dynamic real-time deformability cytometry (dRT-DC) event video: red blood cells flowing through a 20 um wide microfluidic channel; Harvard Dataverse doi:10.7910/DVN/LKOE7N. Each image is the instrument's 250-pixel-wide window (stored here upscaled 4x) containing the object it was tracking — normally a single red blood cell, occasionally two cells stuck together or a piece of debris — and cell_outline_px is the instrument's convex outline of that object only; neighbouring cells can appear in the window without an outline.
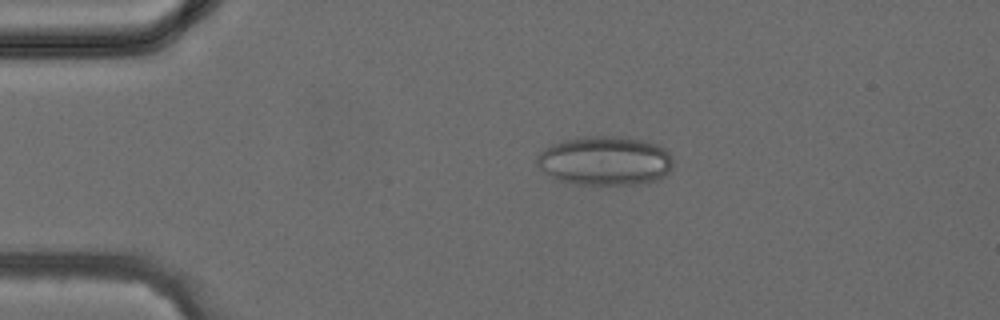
{"species": "common noctule bat (a hibernating species)", "species_latin": "Nyctalus noctula", "temperature_condition": "cold", "stored_images_in_passage": 37, "camera_frame_rate_fps": 3000, "um_per_image_px": 0.085, "animal": {"sex": "female", "body_mass_g": 24.6, "forearm_length_mm": 56.2}, "frame": {"image": 1, "passage_image": 7, "time_ms": 2.0, "image_size_px": [1000, 320], "cell_outline_px": [[672, 164], [668, 172], [664, 176], [656, 180], [640, 184], [600, 188], [572, 184], [556, 180], [544, 172], [536, 164], [536, 156], [544, 148], [552, 144], [564, 140], [580, 136], [628, 136], [648, 140], [660, 144], [672, 156]], "centroid_in_image_um": [51.42, 13.69], "position_along_channel_um": 33.6, "area_um2": 40.69}}
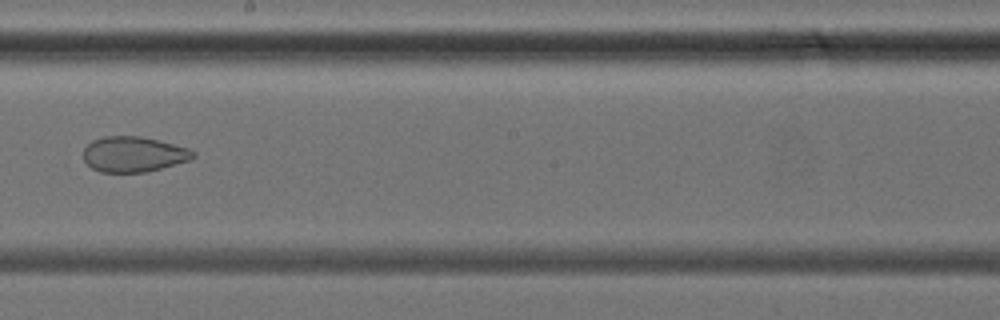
{"frame": {"image": 2, "passage_image": 21, "time_ms": 6.667, "image_size_px": [1000, 320], "cell_outline_px": [[196, 156], [188, 160], [160, 168], [144, 172], [100, 172], [92, 168], [84, 160], [84, 148], [92, 140], [104, 136], [140, 136], [188, 148], [196, 152]], "centroid_in_image_um": [11.32, 13.11], "position_along_channel_um": 236.9, "area_um2": 22.37}}
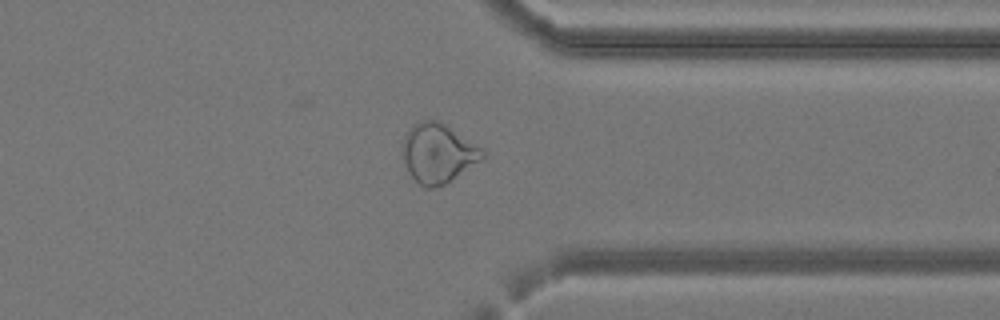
{"frame": {"image": 3, "passage_image": 29, "time_ms": 9.333, "image_size_px": [1000, 320], "cell_outline_px": [[484, 156], [480, 160], [444, 184], [432, 188], [424, 188], [408, 172], [400, 152], [400, 148], [404, 136], [412, 124], [420, 120], [440, 120], [484, 148]], "centroid_in_image_um": [37.19, 12.98], "position_along_channel_um": 374.2, "area_um2": 27.86}}